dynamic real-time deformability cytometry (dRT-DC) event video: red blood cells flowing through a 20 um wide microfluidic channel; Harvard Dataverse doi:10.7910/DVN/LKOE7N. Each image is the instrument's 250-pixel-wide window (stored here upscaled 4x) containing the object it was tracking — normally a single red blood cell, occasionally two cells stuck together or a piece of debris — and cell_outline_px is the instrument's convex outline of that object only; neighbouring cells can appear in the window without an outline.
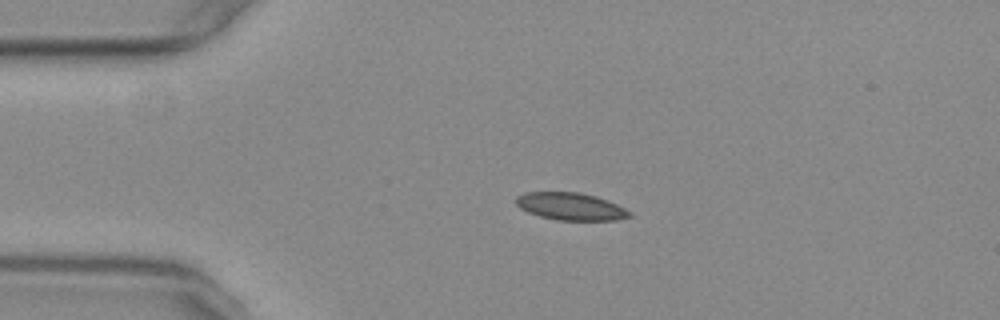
{"species": "common noctule bat (a hibernating species)", "species_latin": "Nyctalus noctula", "temperature_condition": "warm", "stored_images_in_passage": 44, "camera_frame_rate_fps": 3000, "um_per_image_px": 0.085, "animal": {"sex": "female", "body_mass_g": 29.2, "forearm_length_mm": 56.3}, "frame": {"image": 1, "passage_image": 1, "time_ms": 0.0, "image_size_px": [1000, 320], "cell_outline_px": [[632, 216], [616, 220], [556, 220], [540, 216], [528, 212], [520, 208], [516, 204], [516, 196], [524, 192], [580, 192], [596, 196], [608, 200], [632, 212]], "centroid_in_image_um": [48.51, 17.54], "position_along_channel_um": 36.5, "area_um2": 18.21}}
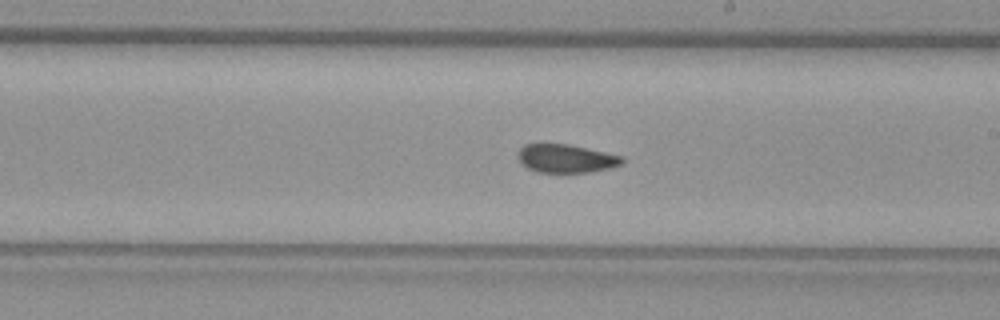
{"frame": {"image": 2, "passage_image": 20, "time_ms": 6.333, "image_size_px": [1000, 320], "cell_outline_px": [[624, 164], [592, 172], [536, 172], [520, 164], [516, 156], [520, 148], [524, 144], [568, 144], [624, 156]], "centroid_in_image_um": [48.1, 13.47], "position_along_channel_um": 240.9, "area_um2": 17.4}}
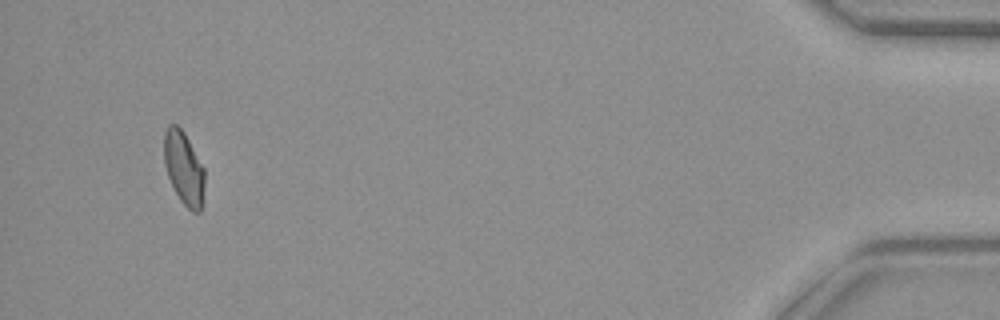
{"frame": {"image": 3, "passage_image": 41, "time_ms": 13.333, "image_size_px": [1000, 320], "cell_outline_px": [[204, 184], [200, 212], [192, 212], [180, 200], [168, 176], [164, 164], [164, 132], [168, 124], [176, 124], [184, 132], [204, 168]], "centroid_in_image_um": [15.61, 14.26], "position_along_channel_um": 419.6, "area_um2": 17.11}, "authors_computed_cell_mechanics": {"area_um2": 18.0047, "velocity_mm_per_s": 3.7522, "shape_relaxation_time_tau1_ms": null, "shape_relaxation_time_tau2_ms": 1.2065, "deformation_change_tau1": null, "deformation_change_tau2": 0.0541}}